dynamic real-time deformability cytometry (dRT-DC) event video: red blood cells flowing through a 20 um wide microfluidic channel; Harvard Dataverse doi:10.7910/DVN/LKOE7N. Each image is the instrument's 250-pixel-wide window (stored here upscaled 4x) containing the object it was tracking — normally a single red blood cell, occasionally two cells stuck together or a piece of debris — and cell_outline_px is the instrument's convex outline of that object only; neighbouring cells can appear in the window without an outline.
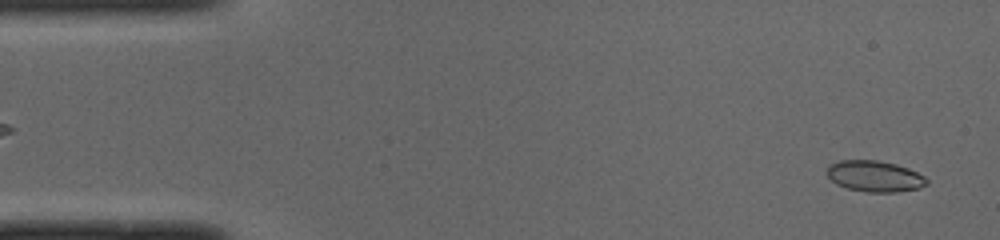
{"species": "common noctule bat (a hibernating species)", "species_latin": "Nyctalus noctula", "temperature_condition": "cold", "stored_images_in_passage": 49, "camera_frame_rate_fps": 3000, "um_per_image_px": 0.085, "animal": {"sex": "male", "body_mass_g": 19.0, "forearm_length_mm": 50.8}, "frame": {"image": 1, "passage_image": 2, "time_ms": 0.333, "image_size_px": [1000, 240], "cell_outline_px": [[928, 184], [920, 188], [896, 192], [868, 192], [848, 188], [836, 184], [828, 176], [828, 164], [840, 160], [876, 160], [896, 164], [908, 168], [924, 176], [928, 180]], "centroid_in_image_um": [74.36, 14.98], "position_along_channel_um": 10.6, "area_um2": 18.03}}
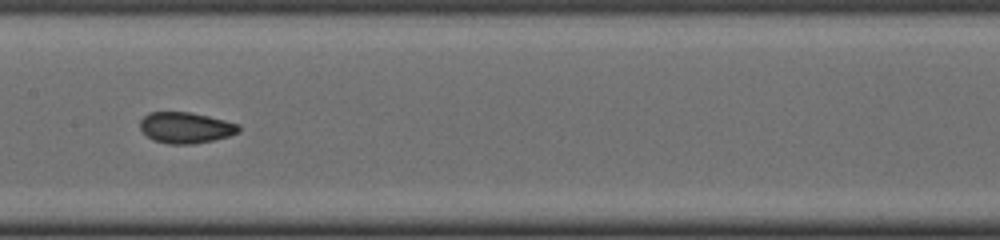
{"frame": {"image": 2, "passage_image": 24, "time_ms": 7.667, "image_size_px": [1000, 240], "cell_outline_px": [[240, 132], [228, 136], [212, 140], [192, 144], [168, 144], [152, 140], [140, 128], [140, 120], [148, 112], [188, 112], [208, 116], [240, 124]], "centroid_in_image_um": [15.78, 10.85], "position_along_channel_um": 191.6, "area_um2": 17.8}}
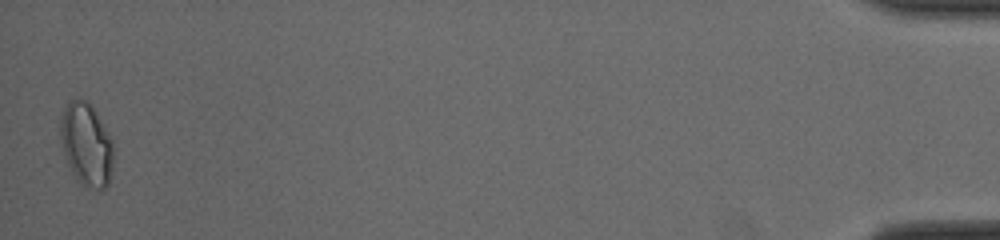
{"frame": {"image": 3, "passage_image": 49, "time_ms": 16.0, "image_size_px": [1000, 240], "cell_outline_px": [[112, 168], [108, 184], [100, 192], [80, 184], [68, 164], [60, 140], [60, 120], [64, 108], [72, 100], [84, 100], [92, 104], [112, 140]], "centroid_in_image_um": [7.35, 12.3], "position_along_channel_um": 427.9, "area_um2": 25.49}, "authors_computed_cell_mechanics": {"area_um2": 17.8602, "velocity_mm_per_s": 3.9965, "shape_relaxation_time_tau1_ms": 10.6151, "shape_relaxation_time_tau2_ms": 1.2313, "deformation_change_tau1": 0.19, "deformation_change_tau2": 0.0538}}